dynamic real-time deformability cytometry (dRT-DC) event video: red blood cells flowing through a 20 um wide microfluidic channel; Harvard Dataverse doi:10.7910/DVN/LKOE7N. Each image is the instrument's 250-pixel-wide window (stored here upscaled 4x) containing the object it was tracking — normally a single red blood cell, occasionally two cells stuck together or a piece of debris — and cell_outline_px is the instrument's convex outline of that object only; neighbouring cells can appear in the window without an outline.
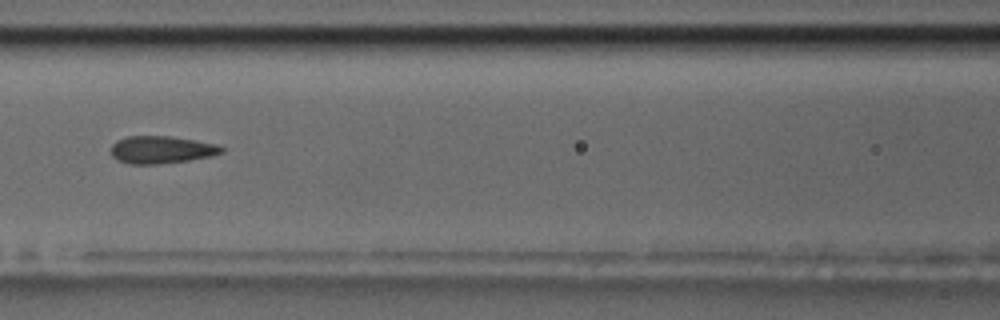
{"species": "common noctule bat (a hibernating species)", "species_latin": "Nyctalus noctula", "temperature_condition": "room temperature", "stored_images_in_passage": 10, "segment_of_instrument_passage": [1, 2], "camera_frame_rate_fps": 3000, "um_per_image_px": 0.085, "animal": {"sex": "male", "body_mass_g": 17.5, "forearm_length_mm": 52.3}, "frame": {"image": 1, "passage_image": 7, "time_ms": 7.0, "image_size_px": [1000, 320], "cell_outline_px": [[224, 152], [212, 156], [188, 160], [156, 164], [128, 164], [116, 160], [112, 156], [112, 144], [116, 140], [128, 136], [172, 136], [216, 144], [224, 148]], "centroid_in_image_um": [13.71, 12.72], "position_along_channel_um": 152.9, "area_um2": 17.74}}
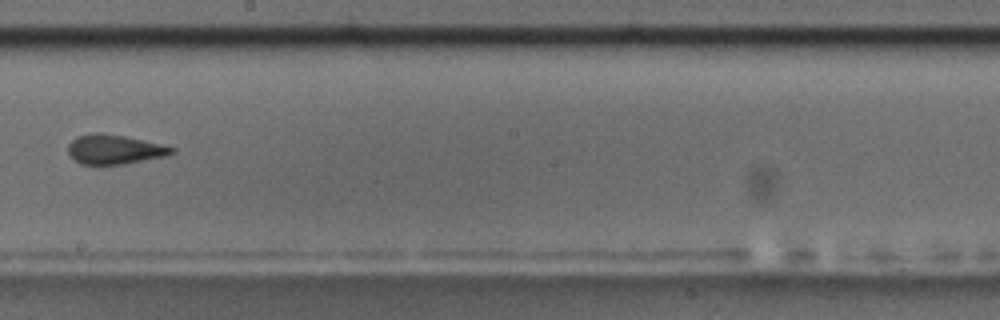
{"frame": {"image": 2, "passage_image": 9, "time_ms": 9.333, "image_size_px": [1000, 320], "cell_outline_px": [[176, 152], [168, 156], [124, 164], [80, 164], [68, 152], [68, 144], [76, 136], [92, 132], [100, 132], [124, 136], [160, 144], [176, 148]], "centroid_in_image_um": [9.75, 12.69], "position_along_channel_um": 238.5, "area_um2": 17.86}}